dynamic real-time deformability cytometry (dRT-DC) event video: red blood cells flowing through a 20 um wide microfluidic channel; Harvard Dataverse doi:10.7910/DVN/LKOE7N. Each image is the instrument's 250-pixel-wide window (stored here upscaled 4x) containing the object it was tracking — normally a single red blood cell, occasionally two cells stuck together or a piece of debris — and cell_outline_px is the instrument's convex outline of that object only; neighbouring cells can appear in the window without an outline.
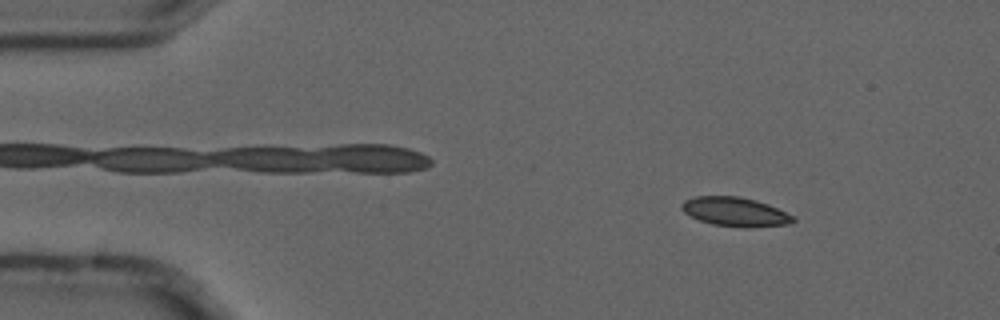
{"species": "common noctule bat (a hibernating species)", "species_latin": "Nyctalus noctula", "temperature_condition": "cold", "stored_images_in_passage": 9, "camera_frame_rate_fps": 3000, "um_per_image_px": 0.085, "animal": {"sex": "male", "forearm_length_mm": 52.5}, "frame": {"image": 1, "passage_image": 2, "time_ms": 0.333, "image_size_px": [1000, 320], "cell_outline_px": [[796, 220], [792, 224], [752, 228], [744, 228], [712, 224], [700, 220], [684, 212], [680, 208], [680, 204], [684, 200], [696, 196], [740, 196], [756, 200], [768, 204], [792, 216]], "centroid_in_image_um": [62.49, 18.01], "position_along_channel_um": 22.5, "area_um2": 19.02}}
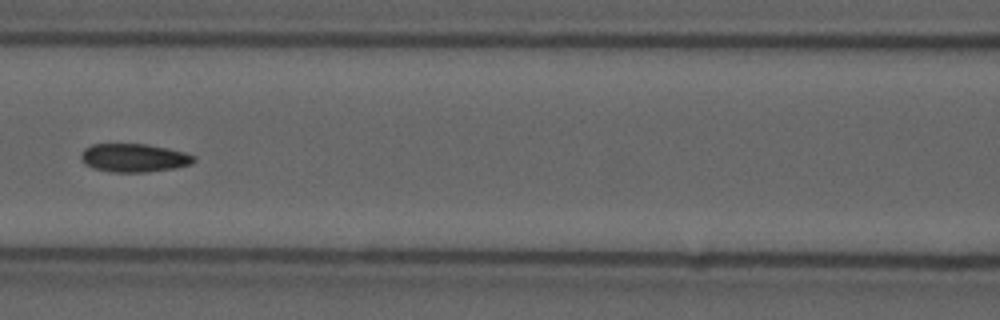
{"frame": {"image": 2, "passage_image": 6, "time_ms": 1.667, "image_size_px": [1000, 320], "cell_outline_px": [[196, 160], [192, 164], [176, 168], [148, 172], [108, 172], [92, 168], [84, 164], [80, 160], [80, 152], [84, 148], [92, 144], [144, 144], [168, 148], [184, 152], [196, 156]], "centroid_in_image_um": [11.37, 13.42], "position_along_channel_um": 155.2, "area_um2": 19.02}}
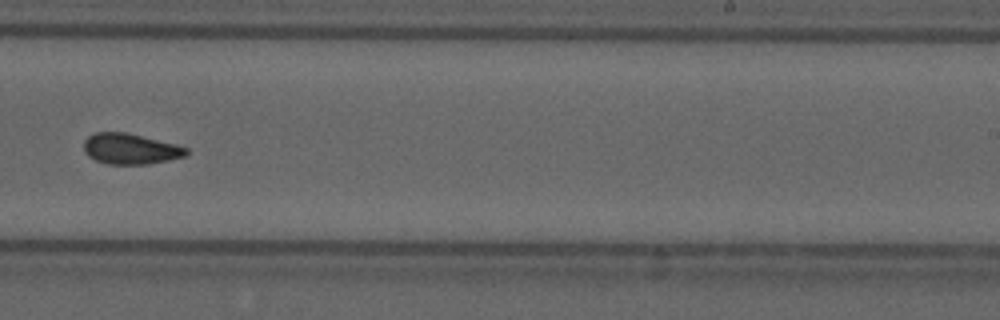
{"frame": {"image": 3, "passage_image": 9, "time_ms": 2.667, "image_size_px": [1000, 320], "cell_outline_px": [[188, 156], [148, 164], [108, 164], [96, 160], [88, 156], [84, 152], [84, 140], [88, 136], [96, 132], [124, 132], [176, 144], [188, 148]], "centroid_in_image_um": [11.09, 12.66], "position_along_channel_um": 277.9, "area_um2": 18.32}}